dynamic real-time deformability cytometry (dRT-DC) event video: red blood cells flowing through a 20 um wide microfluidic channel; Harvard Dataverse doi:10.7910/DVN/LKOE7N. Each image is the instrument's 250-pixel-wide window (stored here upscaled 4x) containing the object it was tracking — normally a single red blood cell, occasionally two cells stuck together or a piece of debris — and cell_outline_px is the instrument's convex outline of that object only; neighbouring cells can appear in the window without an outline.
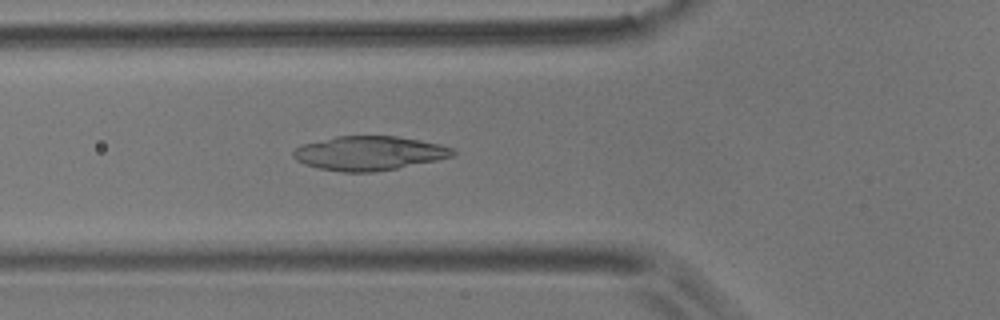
{"species": "common noctule bat (a hibernating species)", "species_latin": "Nyctalus noctula", "temperature_condition": "room temperature", "stored_images_in_passage": 51, "camera_frame_rate_fps": 3000, "um_per_image_px": 0.085, "animal": {"sex": "male", "body_mass_g": 17.9}, "frame": {"image": 1, "passage_image": 16, "time_ms": 5.0, "image_size_px": [1000, 320], "cell_outline_px": [[456, 156], [396, 168], [372, 172], [344, 172], [320, 168], [304, 164], [296, 160], [292, 156], [292, 152], [300, 144], [336, 136], [396, 136], [420, 140], [440, 144], [456, 148]], "centroid_in_image_um": [31.39, 13.01], "position_along_channel_um": 94.4, "area_um2": 31.85}}
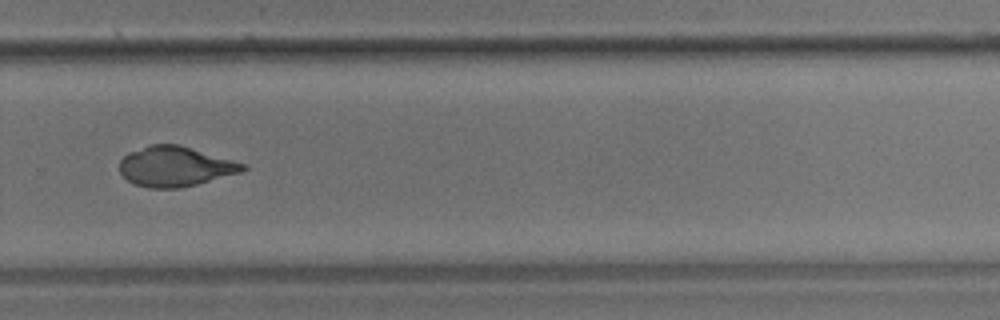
{"frame": {"image": 2, "passage_image": 34, "time_ms": 11.0, "image_size_px": [1000, 320], "cell_outline_px": [[248, 168], [244, 172], [180, 188], [148, 188], [136, 184], [128, 180], [120, 172], [120, 160], [128, 152], [148, 144], [176, 144], [244, 164]], "centroid_in_image_um": [14.86, 14.15], "position_along_channel_um": 314.9, "area_um2": 28.44}}
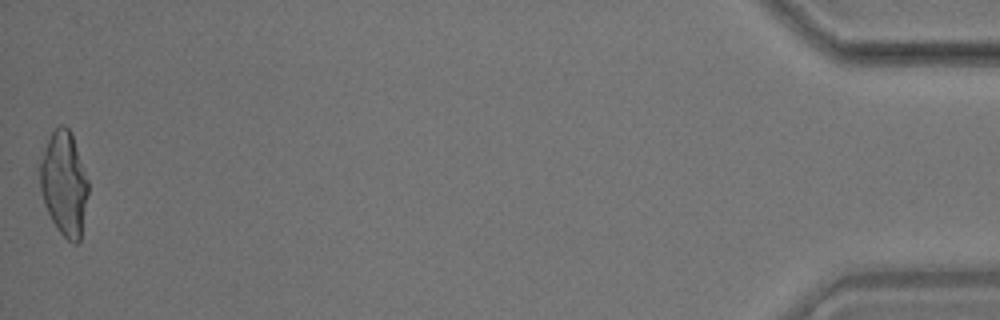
{"frame": {"image": 3, "passage_image": 51, "time_ms": 16.667, "image_size_px": [1000, 320], "cell_outline_px": [[88, 192], [80, 240], [76, 244], [72, 244], [60, 232], [52, 220], [44, 204], [40, 188], [40, 164], [48, 140], [52, 132], [60, 124], [64, 124], [72, 132], [88, 180]], "centroid_in_image_um": [5.46, 15.6], "position_along_channel_um": 429.7, "area_um2": 29.02}, "authors_computed_cell_mechanics": {"area_um2": 29.5358, "velocity_mm_per_s": 3.6647, "shape_relaxation_time_tau1_ms": null, "shape_relaxation_time_tau2_ms": 1.9325, "deformation_change_tau1": null, "deformation_change_tau2": 0.0535}}